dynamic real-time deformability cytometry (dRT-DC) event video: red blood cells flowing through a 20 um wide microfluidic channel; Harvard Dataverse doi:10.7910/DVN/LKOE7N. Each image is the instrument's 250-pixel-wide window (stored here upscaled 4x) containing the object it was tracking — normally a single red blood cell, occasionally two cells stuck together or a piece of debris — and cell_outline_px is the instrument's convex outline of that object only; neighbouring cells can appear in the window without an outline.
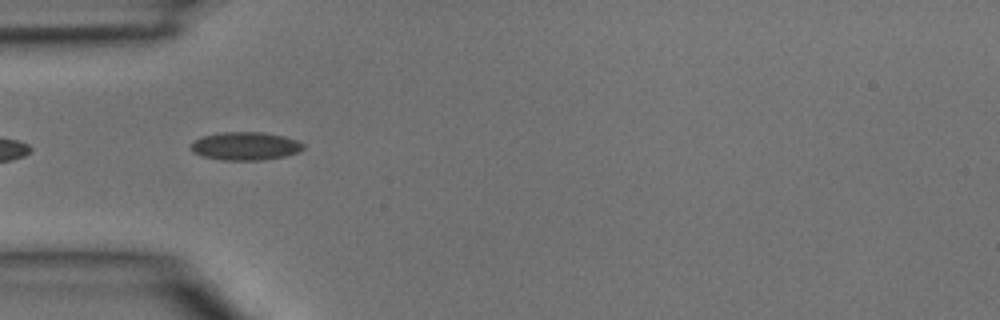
{"species": "common noctule bat (a hibernating species)", "species_latin": "Nyctalus noctula", "temperature_condition": "room temperature", "stored_images_in_passage": 2, "camera_frame_rate_fps": 3000, "um_per_image_px": 0.085, "animal": {"sex": "male", "body_mass_g": 15.6}, "frame": {"image": 1, "passage_image": 2, "time_ms": 0.333, "image_size_px": [1000, 320], "cell_outline_px": [[304, 148], [296, 152], [284, 156], [264, 160], [224, 160], [204, 156], [192, 152], [188, 148], [188, 144], [200, 136], [224, 132], [264, 132], [284, 136], [296, 140], [304, 144]], "centroid_in_image_um": [20.79, 12.41], "position_along_channel_um": 64.2, "area_um2": 18.55}}